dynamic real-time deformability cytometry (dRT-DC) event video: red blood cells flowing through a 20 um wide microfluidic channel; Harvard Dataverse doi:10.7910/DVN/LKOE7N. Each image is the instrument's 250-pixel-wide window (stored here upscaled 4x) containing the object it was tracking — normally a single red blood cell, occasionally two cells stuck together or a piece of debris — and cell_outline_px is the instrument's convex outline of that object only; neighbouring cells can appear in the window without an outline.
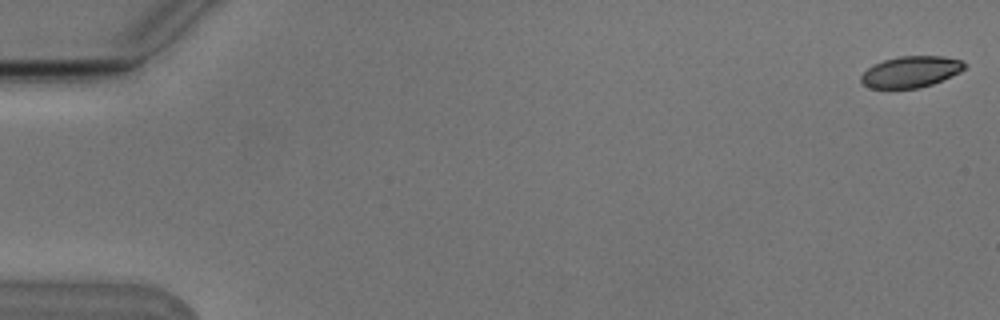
{"species": "Egyptian fruit bat (a non-hibernating species)", "species_latin": "Rousettus aegyptiacus", "temperature_condition": "cold", "stored_images_in_passage": 7, "camera_frame_rate_fps": 3000, "um_per_image_px": 0.085, "animal": {"sex": "male"}, "frame": {"image": 1, "passage_image": 1, "time_ms": 0.0, "image_size_px": [1000, 320], "cell_outline_px": [[968, 64], [960, 72], [932, 84], [920, 88], [872, 88], [864, 84], [860, 80], [860, 76], [872, 64], [884, 60], [900, 56], [944, 56], [964, 60]], "centroid_in_image_um": [77.45, 6.09], "position_along_channel_um": 7.6, "area_um2": 18.9}}
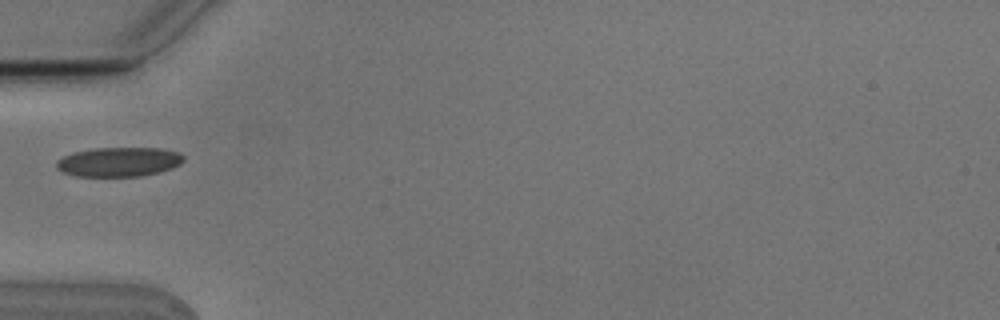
{"frame": {"image": 2, "passage_image": 6, "time_ms": 1.667, "image_size_px": [1000, 320], "cell_outline_px": [[184, 160], [180, 164], [172, 168], [140, 176], [76, 176], [64, 172], [56, 168], [56, 160], [72, 152], [92, 148], [160, 148], [180, 152], [184, 156]], "centroid_in_image_um": [10.09, 13.75], "position_along_channel_um": 74.9, "area_um2": 21.79}}